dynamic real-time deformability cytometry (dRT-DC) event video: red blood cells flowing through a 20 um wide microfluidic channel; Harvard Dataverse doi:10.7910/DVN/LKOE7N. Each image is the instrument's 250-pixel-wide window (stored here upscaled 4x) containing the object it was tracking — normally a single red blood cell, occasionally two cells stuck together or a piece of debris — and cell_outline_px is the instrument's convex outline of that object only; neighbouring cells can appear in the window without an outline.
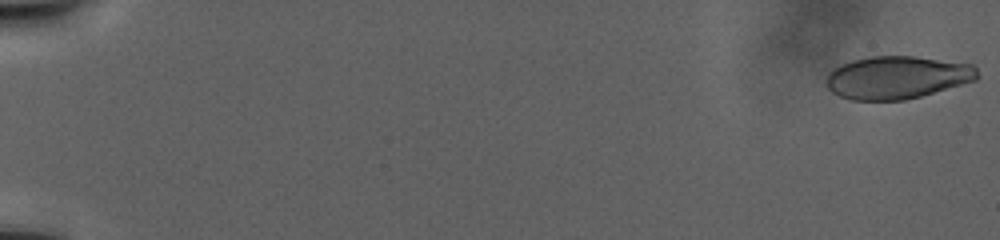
{"species": "human", "species_latin": "Homo sapiens", "temperature_condition": "warm", "stored_images_in_passage": 56, "camera_frame_rate_fps": 3000, "um_per_image_px": 0.085, "donor": {"sex": "male"}, "frame": {"image": 1, "passage_image": 1, "time_ms": 0.0, "image_size_px": [1000, 240], "cell_outline_px": [[980, 76], [976, 80], [920, 96], [904, 100], [852, 100], [840, 96], [832, 92], [828, 88], [828, 72], [832, 68], [852, 60], [872, 56], [916, 56], [972, 64], [976, 68]], "centroid_in_image_um": [76.26, 6.57], "position_along_channel_um": 8.7, "area_um2": 37.57}}
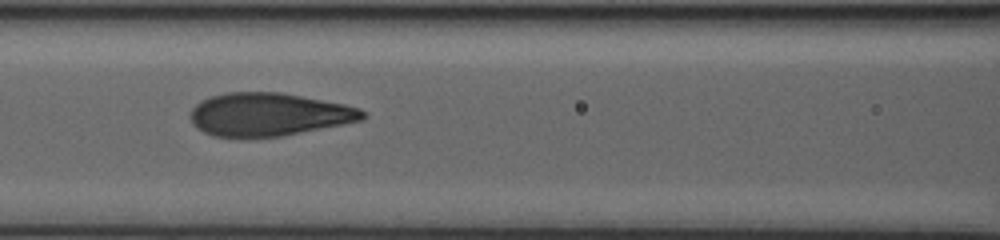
{"frame": {"image": 2, "passage_image": 30, "time_ms": 20.667, "image_size_px": [1000, 240], "cell_outline_px": [[368, 116], [364, 120], [344, 124], [280, 136], [212, 136], [196, 128], [192, 124], [192, 108], [200, 100], [224, 92], [280, 92], [344, 104], [360, 108]], "centroid_in_image_um": [22.86, 9.71], "position_along_channel_um": 143.7, "area_um2": 42.95}}
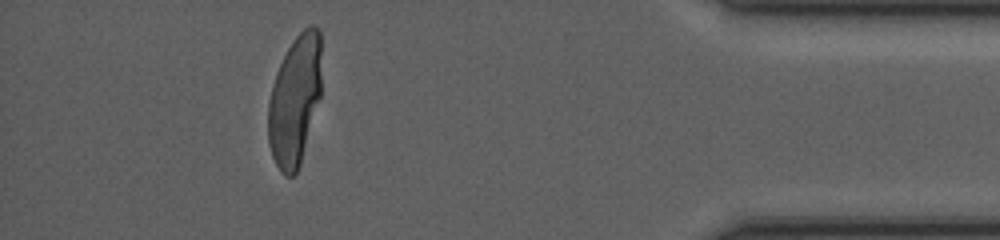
{"frame": {"image": 3, "passage_image": 52, "time_ms": 39.0, "image_size_px": [1000, 240], "cell_outline_px": [[320, 96], [300, 164], [296, 172], [292, 176], [284, 176], [280, 172], [272, 156], [268, 144], [268, 104], [276, 72], [288, 48], [296, 36], [308, 24], [312, 24], [320, 28]], "centroid_in_image_um": [25.05, 8.52], "position_along_channel_um": 410.2, "area_um2": 40.17}}